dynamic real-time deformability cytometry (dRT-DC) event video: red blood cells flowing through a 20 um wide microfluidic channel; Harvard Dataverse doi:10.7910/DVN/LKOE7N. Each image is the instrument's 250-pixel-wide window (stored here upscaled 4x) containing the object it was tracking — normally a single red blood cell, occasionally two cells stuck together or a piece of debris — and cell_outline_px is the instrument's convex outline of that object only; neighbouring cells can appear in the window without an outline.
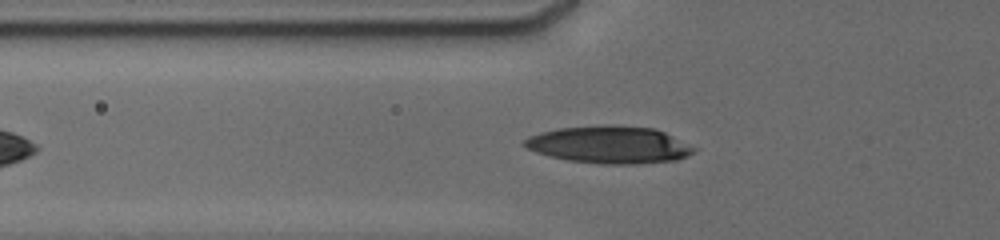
{"species": "human", "species_latin": "Homo sapiens", "temperature_condition": "cold", "stored_images_in_passage": 3, "camera_frame_rate_fps": 3000, "um_per_image_px": 0.085, "donor": {"sex": "male"}, "frame": {"image": 1, "passage_image": 2, "time_ms": 0.333, "image_size_px": [1000, 240], "cell_outline_px": [[696, 148], [688, 156], [676, 160], [632, 164], [600, 164], [568, 160], [548, 156], [536, 152], [528, 148], [524, 144], [524, 140], [528, 136], [540, 132], [560, 128], [600, 124], [612, 124], [656, 128]], "centroid_in_image_um": [51.78, 12.29], "position_along_channel_um": 74.0, "area_um2": 36.93}}